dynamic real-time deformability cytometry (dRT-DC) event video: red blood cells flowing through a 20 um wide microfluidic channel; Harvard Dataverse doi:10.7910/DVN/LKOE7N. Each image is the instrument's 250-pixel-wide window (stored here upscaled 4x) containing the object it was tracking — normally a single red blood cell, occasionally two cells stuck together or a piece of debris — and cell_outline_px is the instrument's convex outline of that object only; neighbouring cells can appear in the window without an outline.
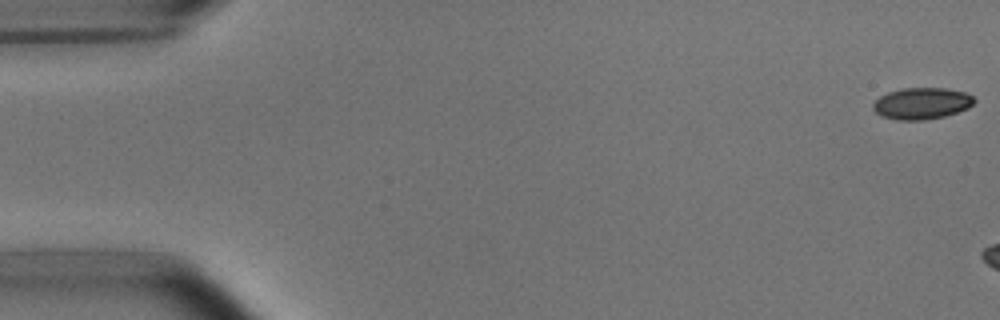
{"species": "common noctule bat (a hibernating species)", "species_latin": "Nyctalus noctula", "temperature_condition": "room temperature", "stored_images_in_passage": 7, "camera_frame_rate_fps": 3000, "um_per_image_px": 0.085, "animal": {"sex": "male", "body_mass_g": 15.6}, "frame": {"image": 1, "passage_image": 1, "time_ms": 0.0, "image_size_px": [1000, 320], "cell_outline_px": [[976, 100], [968, 108], [944, 116], [924, 120], [896, 120], [880, 116], [872, 108], [872, 104], [880, 96], [888, 92], [904, 88], [944, 88], [964, 92], [972, 96]], "centroid_in_image_um": [78.32, 8.79], "position_along_channel_um": 6.7, "area_um2": 18.55}}